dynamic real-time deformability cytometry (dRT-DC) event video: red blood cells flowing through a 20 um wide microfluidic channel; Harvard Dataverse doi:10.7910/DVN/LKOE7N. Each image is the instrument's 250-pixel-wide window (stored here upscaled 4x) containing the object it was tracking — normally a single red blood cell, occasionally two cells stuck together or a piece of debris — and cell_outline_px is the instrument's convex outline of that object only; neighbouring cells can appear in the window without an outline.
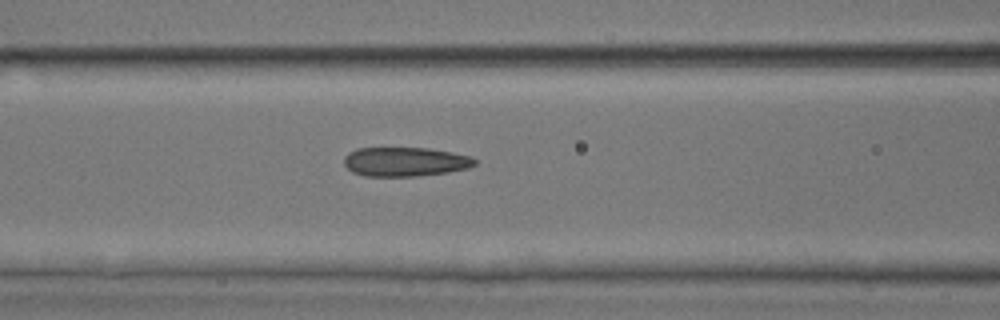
{"species": "common noctule bat (a hibernating species)", "species_latin": "Nyctalus noctula", "temperature_condition": "room temperature", "stored_images_in_passage": 7, "camera_frame_rate_fps": 3000, "um_per_image_px": 0.085, "animal": {"sex": "male", "body_mass_g": 17.9, "forearm_length_mm": 54.2}, "frame": {"image": 1, "passage_image": 7, "time_ms": 7.667, "image_size_px": [1000, 320], "cell_outline_px": [[476, 164], [468, 168], [448, 172], [416, 176], [364, 176], [352, 172], [344, 164], [344, 156], [348, 152], [356, 148], [428, 148], [452, 152], [472, 156], [476, 160]], "centroid_in_image_um": [34.43, 13.74], "position_along_channel_um": 132.2, "area_um2": 22.37}}